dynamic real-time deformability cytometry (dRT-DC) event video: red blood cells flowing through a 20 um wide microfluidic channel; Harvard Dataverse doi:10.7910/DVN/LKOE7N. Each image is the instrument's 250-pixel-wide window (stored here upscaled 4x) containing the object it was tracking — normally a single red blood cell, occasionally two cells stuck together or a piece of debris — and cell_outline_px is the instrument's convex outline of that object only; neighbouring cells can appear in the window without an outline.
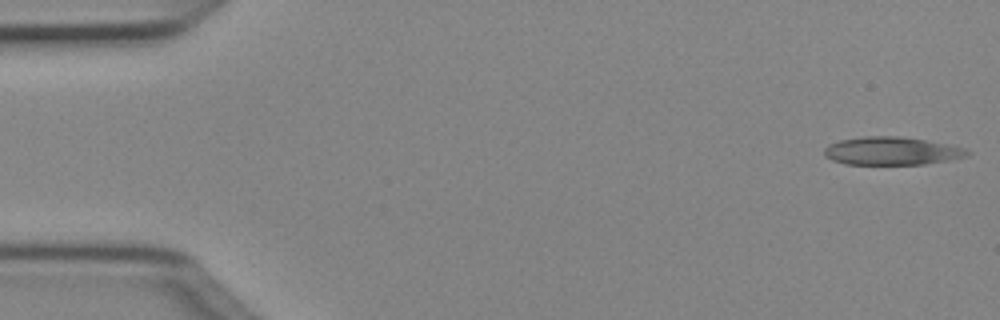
{"species": "Egyptian fruit bat (a non-hibernating species)", "species_latin": "Rousettus aegyptiacus", "temperature_condition": "cold", "stored_images_in_passage": 48, "camera_frame_rate_fps": 3000, "um_per_image_px": 0.085, "animal": {"sex": "female"}, "frame": {"image": 1, "passage_image": 1, "time_ms": 0.0, "image_size_px": [1000, 320], "cell_outline_px": [[972, 152], [968, 156], [948, 160], [924, 164], [844, 164], [832, 160], [824, 156], [824, 148], [828, 144], [840, 140], [864, 136], [900, 136], [924, 140], [964, 148]], "centroid_in_image_um": [75.75, 12.83], "position_along_channel_um": 9.2, "area_um2": 23.29}}
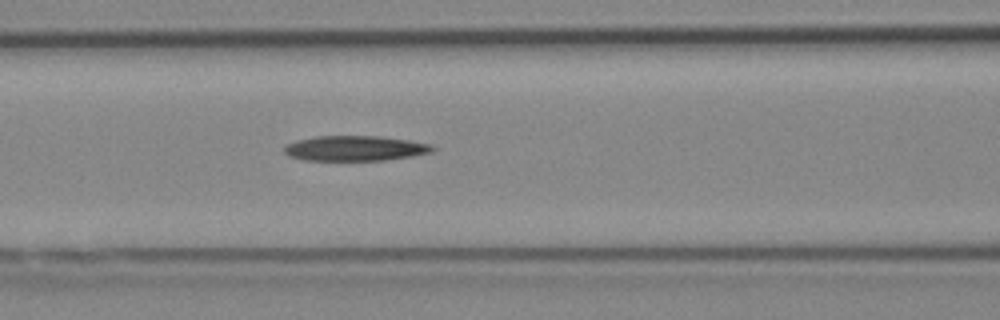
{"frame": {"image": 2, "passage_image": 20, "time_ms": 6.333, "image_size_px": [1000, 320], "cell_outline_px": [[436, 148], [432, 152], [412, 156], [384, 160], [304, 160], [288, 156], [284, 152], [284, 148], [288, 144], [296, 140], [316, 136], [380, 136], [408, 140], [432, 144]], "centroid_in_image_um": [30.19, 12.6], "position_along_channel_um": 136.4, "area_um2": 21.73}}
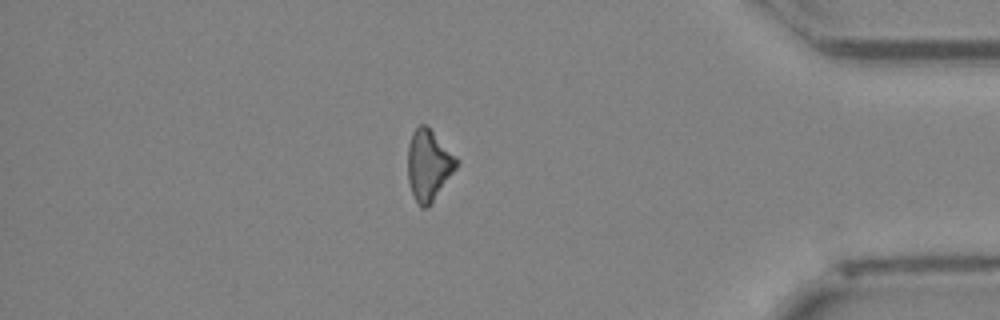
{"frame": {"image": 3, "passage_image": 42, "time_ms": 13.667, "image_size_px": [1000, 320], "cell_outline_px": [[460, 164], [428, 208], [420, 208], [412, 192], [408, 180], [408, 144], [412, 132], [420, 124], [424, 124], [460, 160]], "centroid_in_image_um": [36.45, 14.06], "position_along_channel_um": 398.8, "area_um2": 20.06}}